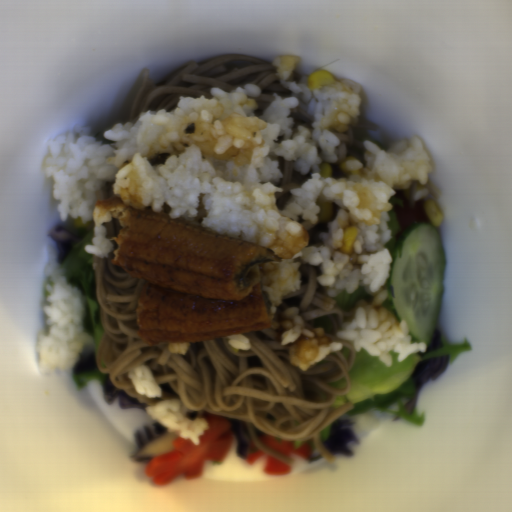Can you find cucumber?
I'll return each instance as SVG.
<instances>
[{
	"mask_svg": "<svg viewBox=\"0 0 512 512\" xmlns=\"http://www.w3.org/2000/svg\"><path fill=\"white\" fill-rule=\"evenodd\" d=\"M386 280V311L405 321L411 342L430 344L442 307L447 259L439 230L426 220L406 227L394 243Z\"/></svg>",
	"mask_w": 512,
	"mask_h": 512,
	"instance_id": "obj_1",
	"label": "cucumber"
}]
</instances>
